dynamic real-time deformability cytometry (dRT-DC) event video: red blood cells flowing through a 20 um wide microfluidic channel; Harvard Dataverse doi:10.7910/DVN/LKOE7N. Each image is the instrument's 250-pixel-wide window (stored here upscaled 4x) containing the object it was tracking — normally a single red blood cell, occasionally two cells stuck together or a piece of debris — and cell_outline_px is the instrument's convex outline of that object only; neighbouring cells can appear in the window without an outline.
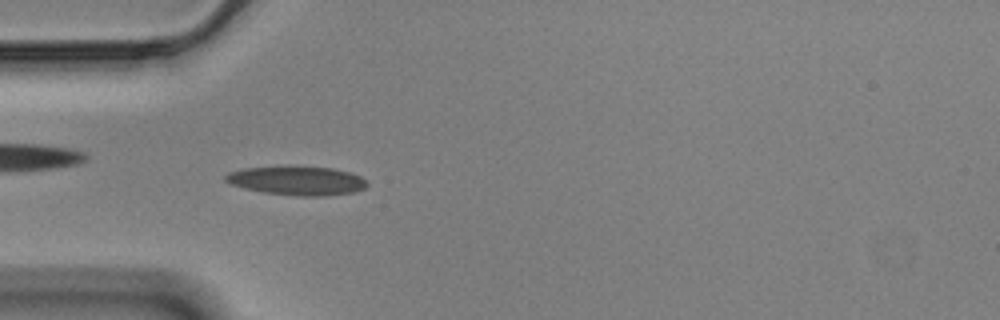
{"species": "Egyptian fruit bat (a non-hibernating species)", "species_latin": "Rousettus aegyptiacus", "temperature_condition": "cold", "stored_images_in_passage": 44, "camera_frame_rate_fps": 3000, "um_per_image_px": 0.085, "animal": {"sex": "male"}, "frame": {"image": 1, "passage_image": 4, "time_ms": 1.0, "image_size_px": [1000, 320], "cell_outline_px": [[368, 184], [364, 188], [352, 192], [324, 196], [300, 196], [264, 192], [244, 188], [232, 184], [224, 180], [224, 176], [228, 172], [244, 168], [288, 164], [332, 168], [352, 172], [360, 176]], "centroid_in_image_um": [25.21, 15.31], "position_along_channel_um": 59.8, "area_um2": 24.39}}
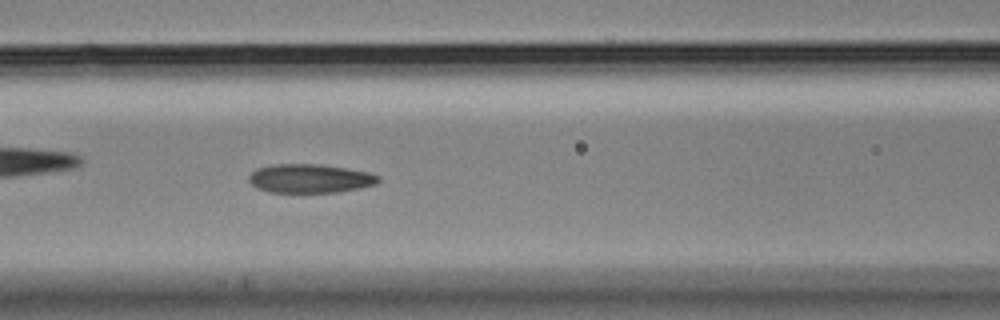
{"frame": {"image": 2, "passage_image": 11, "time_ms": 3.333, "image_size_px": [1000, 320], "cell_outline_px": [[380, 180], [376, 184], [360, 188], [340, 192], [268, 192], [256, 188], [248, 180], [248, 176], [256, 168], [276, 164], [316, 164], [344, 168], [368, 172], [380, 176]], "centroid_in_image_um": [26.33, 15.18], "position_along_channel_um": 140.3, "area_um2": 21.73}}
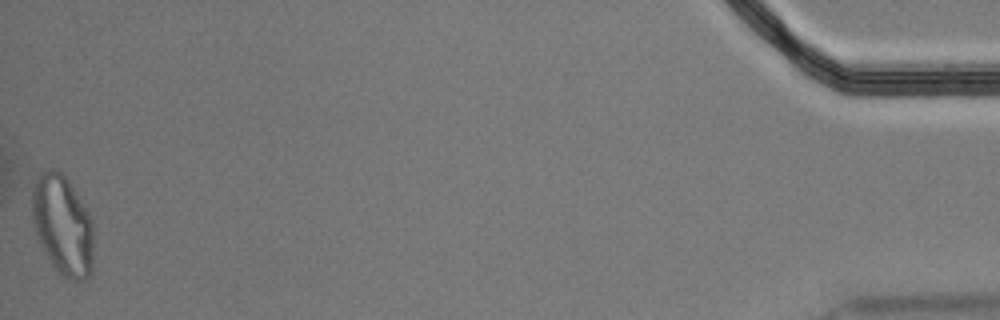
{"frame": {"image": 3, "passage_image": 44, "time_ms": 14.333, "image_size_px": [1000, 320], "cell_outline_px": [[92, 272], [84, 280], [72, 280], [64, 276], [52, 264], [44, 252], [40, 244], [32, 220], [28, 184], [44, 168], [56, 168], [68, 180], [88, 212], [92, 224]], "centroid_in_image_um": [5.24, 19.04], "position_along_channel_um": 430.0, "area_um2": 36.41}, "authors_computed_cell_mechanics": {"area_um2": 22.3686, "velocity_mm_per_s": 3.5079, "shape_relaxation_time_tau1_ms": 6.743, "shape_relaxation_time_tau2_ms": 2.6722, "deformation_change_tau1": 0.2084, "deformation_change_tau2": 0.1076}}